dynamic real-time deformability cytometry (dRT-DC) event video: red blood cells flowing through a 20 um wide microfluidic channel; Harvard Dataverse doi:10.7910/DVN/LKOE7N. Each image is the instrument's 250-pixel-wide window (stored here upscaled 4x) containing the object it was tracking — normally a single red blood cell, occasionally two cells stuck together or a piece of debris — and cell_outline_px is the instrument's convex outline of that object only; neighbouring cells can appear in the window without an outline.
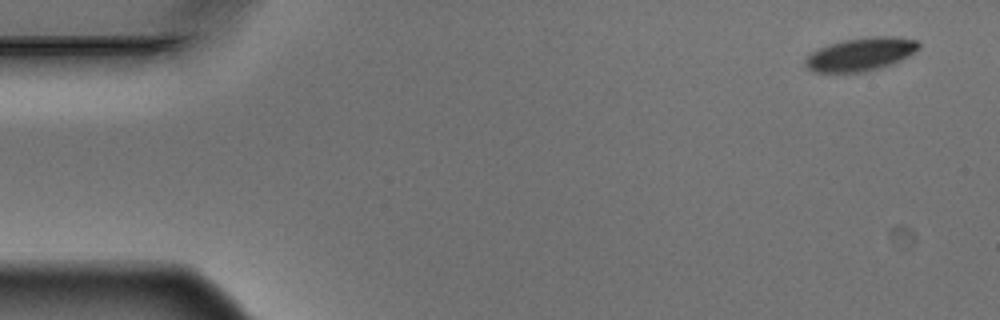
{"species": "Egyptian fruit bat (a non-hibernating species)", "species_latin": "Rousettus aegyptiacus", "temperature_condition": "warm", "stored_images_in_passage": 3, "camera_frame_rate_fps": 3000, "um_per_image_px": 0.085, "animal": {"sex": "male"}, "frame": {"image": 1, "passage_image": 1, "time_ms": 0.0, "image_size_px": [1000, 320], "cell_outline_px": [[920, 48], [916, 52], [892, 64], [864, 72], [812, 72], [804, 64], [804, 60], [812, 52], [820, 48], [844, 40], [872, 36], [888, 36], [916, 40], [920, 44]], "centroid_in_image_um": [73.17, 4.62], "position_along_channel_um": 11.8, "area_um2": 21.73}}
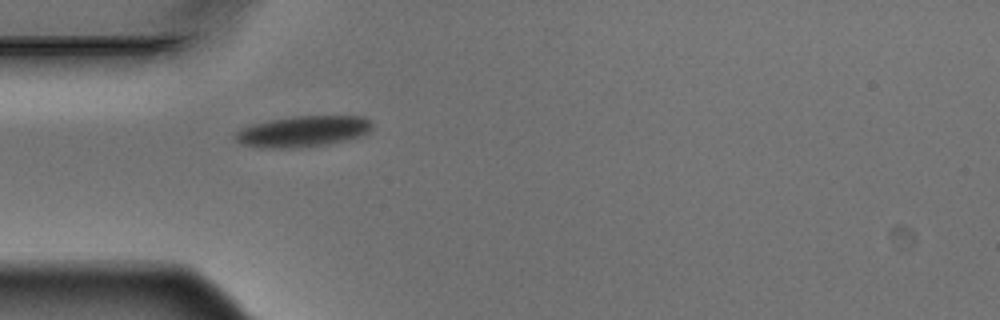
{"frame": {"image": 2, "passage_image": 3, "time_ms": 0.667, "image_size_px": [1000, 320], "cell_outline_px": [[372, 128], [368, 132], [356, 136], [324, 144], [292, 148], [260, 148], [240, 144], [232, 136], [236, 132], [252, 124], [268, 120], [296, 116], [364, 116], [372, 124]], "centroid_in_image_um": [25.67, 11.16], "position_along_channel_um": 59.3, "area_um2": 24.33}}